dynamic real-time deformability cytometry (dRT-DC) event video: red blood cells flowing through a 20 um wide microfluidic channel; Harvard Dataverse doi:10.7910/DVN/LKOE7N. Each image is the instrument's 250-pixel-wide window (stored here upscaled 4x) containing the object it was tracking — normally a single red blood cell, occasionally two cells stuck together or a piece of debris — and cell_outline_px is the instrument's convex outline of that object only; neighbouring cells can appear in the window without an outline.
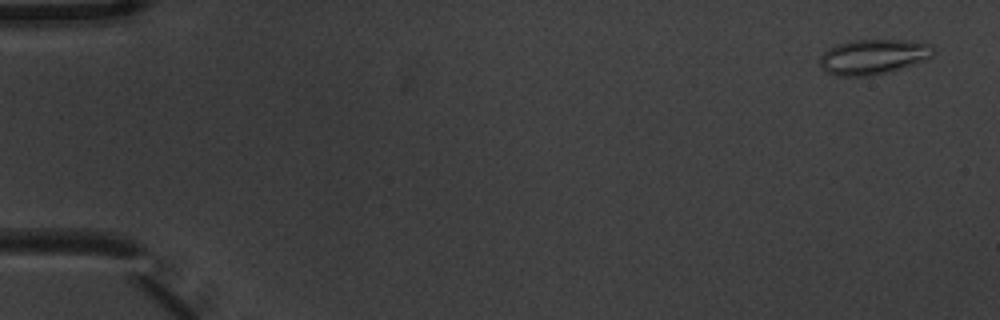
{"species": "common noctule bat (a hibernating species)", "species_latin": "Nyctalus noctula", "temperature_condition": "warm", "stored_images_in_passage": 6, "camera_frame_rate_fps": 3000, "um_per_image_px": 0.085, "animal": {"sex": "male", "body_mass_g": 20.1, "forearm_length_mm": 53.5}, "frame": {"image": 1, "passage_image": 1, "time_ms": 0.0, "image_size_px": [1000, 320], "cell_outline_px": [[936, 52], [928, 60], [892, 72], [868, 76], [836, 76], [824, 72], [820, 64], [820, 56], [828, 48], [836, 44], [852, 40], [904, 40], [932, 44]], "centroid_in_image_um": [74.26, 4.84], "position_along_channel_um": 10.7, "area_um2": 23.76}}
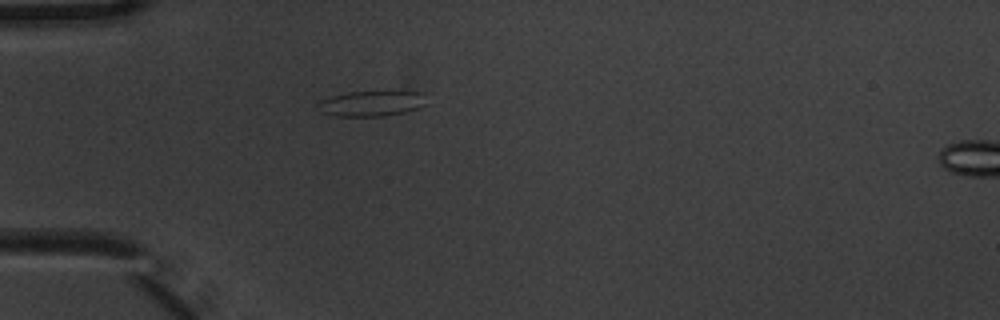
{"frame": {"image": 2, "passage_image": 5, "time_ms": 1.333, "image_size_px": [1000, 320], "cell_outline_px": [[428, 104], [420, 108], [404, 112], [384, 116], [336, 116], [320, 112], [316, 104], [320, 100], [332, 96], [348, 92], [420, 92]], "centroid_in_image_um": [31.55, 8.81], "position_along_channel_um": 53.4, "area_um2": 16.01}}